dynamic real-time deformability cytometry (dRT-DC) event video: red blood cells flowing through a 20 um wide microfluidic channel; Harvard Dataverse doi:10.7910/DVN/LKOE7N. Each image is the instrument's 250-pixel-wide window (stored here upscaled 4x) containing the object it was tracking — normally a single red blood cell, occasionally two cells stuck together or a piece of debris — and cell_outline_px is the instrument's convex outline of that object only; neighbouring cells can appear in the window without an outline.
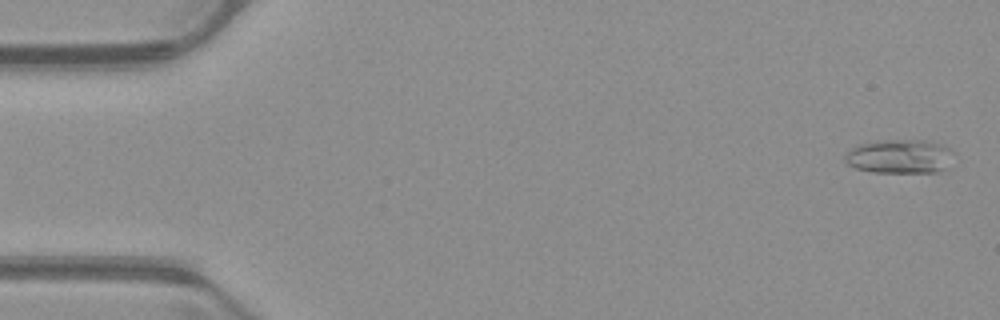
{"species": "common noctule bat (a hibernating species)", "species_latin": "Nyctalus noctula", "temperature_condition": "warm", "stored_images_in_passage": 49, "camera_frame_rate_fps": 3000, "um_per_image_px": 0.085, "animal": {"sex": "male", "body_mass_g": 23.1, "forearm_length_mm": 52.7}, "frame": {"image": 1, "passage_image": 2, "time_ms": 0.333, "image_size_px": [1000, 320], "cell_outline_px": [[956, 152], [948, 168], [936, 172], [872, 172], [856, 168], [848, 164], [844, 160], [844, 152], [860, 144], [880, 140], [928, 140], [940, 144]], "centroid_in_image_um": [76.5, 13.29], "position_along_channel_um": 8.5, "area_um2": 21.85}}
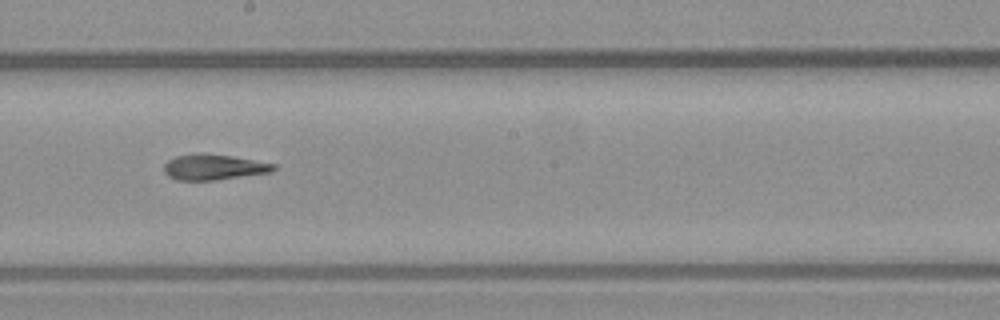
{"frame": {"image": 2, "passage_image": 29, "time_ms": 9.333, "image_size_px": [1000, 320], "cell_outline_px": [[276, 168], [272, 172], [216, 180], [176, 180], [168, 176], [164, 172], [164, 164], [168, 160], [176, 156], [200, 152], [232, 156], [276, 164]], "centroid_in_image_um": [18.15, 14.2], "position_along_channel_um": 230.0, "area_um2": 16.47}}
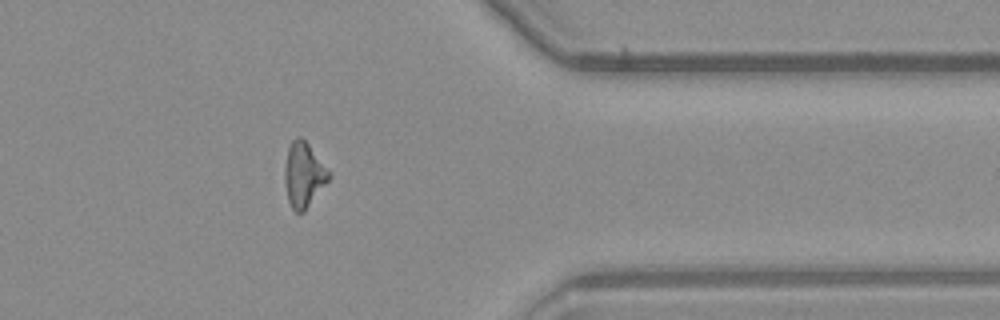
{"frame": {"image": 3, "passage_image": 42, "time_ms": 13.667, "image_size_px": [1000, 320], "cell_outline_px": [[332, 176], [304, 212], [296, 212], [292, 208], [288, 200], [284, 184], [284, 168], [288, 148], [292, 140], [300, 136], [308, 144], [332, 172]], "centroid_in_image_um": [25.82, 14.86], "position_along_channel_um": 385.6, "area_um2": 16.82}, "authors_computed_cell_mechanics": {"area_um2": 16.8198, "velocity_mm_per_s": 3.9839, "shape_relaxation_time_tau1_ms": 7.1021, "shape_relaxation_time_tau2_ms": 3.3274, "deformation_change_tau1": 0.2414, "deformation_change_tau2": 0.1402}}